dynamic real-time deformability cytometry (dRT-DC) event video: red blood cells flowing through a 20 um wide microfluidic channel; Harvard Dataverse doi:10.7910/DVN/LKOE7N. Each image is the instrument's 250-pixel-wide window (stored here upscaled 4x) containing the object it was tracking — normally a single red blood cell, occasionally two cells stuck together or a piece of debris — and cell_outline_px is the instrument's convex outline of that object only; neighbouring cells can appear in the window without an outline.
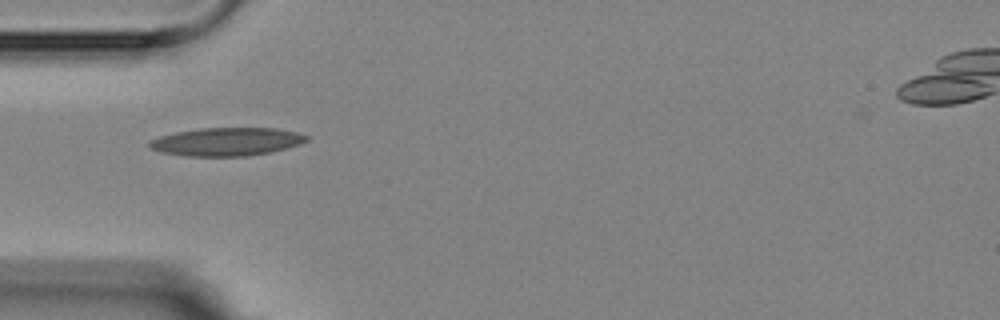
{"species": "Egyptian fruit bat (a non-hibernating species)", "species_latin": "Rousettus aegyptiacus", "temperature_condition": "room temperature", "stored_images_in_passage": 11, "camera_frame_rate_fps": 3000, "um_per_image_px": 0.085, "animal": {"sex": "female"}, "frame": {"image": 1, "passage_image": 1, "time_ms": 0.0, "image_size_px": [1000, 320], "cell_outline_px": [[308, 140], [300, 144], [288, 148], [272, 152], [248, 156], [184, 156], [160, 152], [152, 148], [148, 144], [148, 140], [160, 136], [176, 132], [200, 128], [276, 128], [296, 132], [308, 136]], "centroid_in_image_um": [19.27, 12.05], "position_along_channel_um": 65.7, "area_um2": 25.95}}
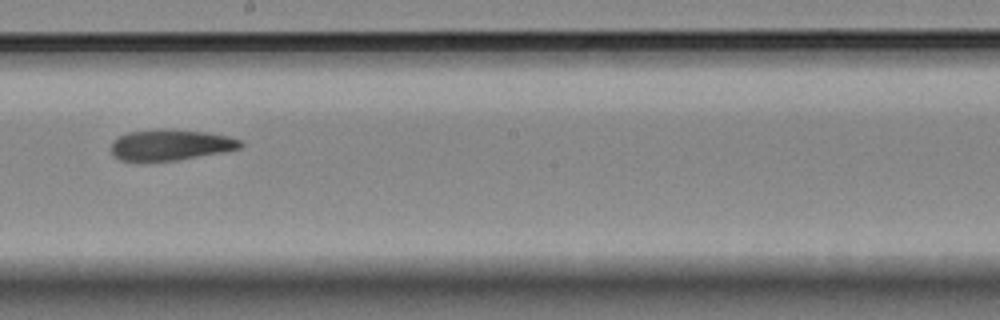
{"frame": {"image": 2, "passage_image": 5, "time_ms": 4.667, "image_size_px": [1000, 320], "cell_outline_px": [[244, 144], [240, 148], [224, 152], [176, 160], [148, 164], [120, 160], [112, 156], [112, 140], [128, 132], [160, 128], [164, 128], [204, 132], [228, 136], [240, 140]], "centroid_in_image_um": [14.43, 12.35], "position_along_channel_um": 233.8, "area_um2": 23.99}}
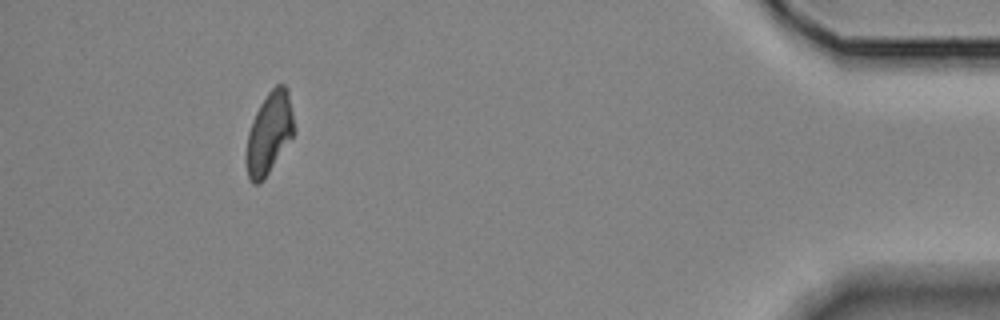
{"frame": {"image": 3, "passage_image": 10, "time_ms": 11.333, "image_size_px": [1000, 320], "cell_outline_px": [[296, 132], [264, 180], [260, 184], [252, 184], [248, 176], [248, 132], [252, 120], [260, 104], [268, 92], [276, 84], [284, 84], [288, 88]], "centroid_in_image_um": [22.93, 11.29], "position_along_channel_um": 412.3, "area_um2": 22.6}, "authors_computed_cell_mechanics": {"area_um2": 23.5824, "velocity_mm_per_s": 3.5964, "shape_relaxation_time_tau1_ms": 4.8063, "shape_relaxation_time_tau2_ms": 6.0742, "deformation_change_tau1": 0.1263, "deformation_change_tau2": 0.1171}}